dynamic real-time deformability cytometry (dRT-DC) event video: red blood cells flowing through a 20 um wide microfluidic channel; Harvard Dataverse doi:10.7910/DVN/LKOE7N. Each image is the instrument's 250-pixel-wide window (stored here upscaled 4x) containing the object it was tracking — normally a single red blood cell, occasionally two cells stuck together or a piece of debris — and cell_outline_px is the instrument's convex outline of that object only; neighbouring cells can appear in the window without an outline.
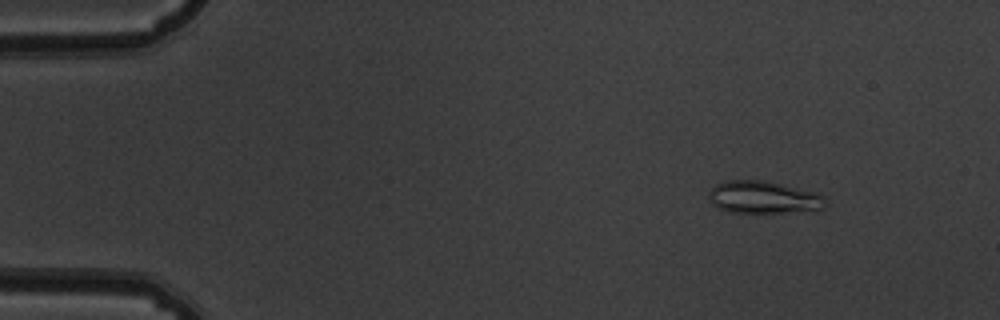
{"species": "common noctule bat (a hibernating species)", "species_latin": "Nyctalus noctula", "temperature_condition": "warm", "stored_images_in_passage": 53, "camera_frame_rate_fps": 3000, "um_per_image_px": 0.085, "animal": {"sex": "male", "body_mass_g": 19.5, "forearm_length_mm": 54.6}, "frame": {"image": 1, "passage_image": 7, "time_ms": 2.0, "image_size_px": [1000, 320], "cell_outline_px": [[828, 204], [824, 208], [784, 212], [728, 212], [716, 208], [712, 204], [708, 196], [712, 188], [716, 184], [724, 180], [764, 180], [816, 192], [824, 196]], "centroid_in_image_um": [64.87, 16.76], "position_along_channel_um": 20.1, "area_um2": 22.02}}
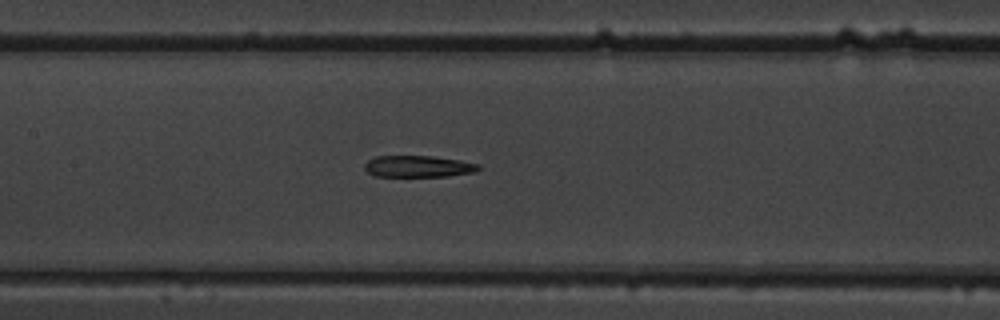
{"frame": {"image": 2, "passage_image": 26, "time_ms": 8.333, "image_size_px": [1000, 320], "cell_outline_px": [[480, 168], [472, 172], [448, 176], [376, 176], [368, 172], [364, 168], [364, 164], [368, 160], [376, 156], [432, 156], [460, 160], [480, 164]], "centroid_in_image_um": [35.53, 14.13], "position_along_channel_um": 171.9, "area_um2": 14.22}}
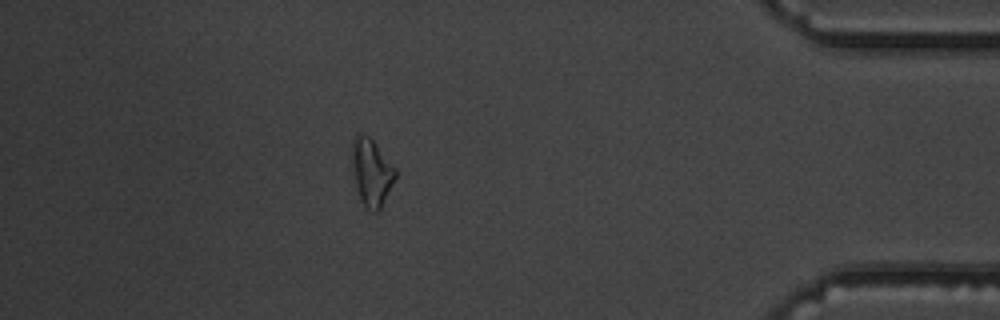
{"frame": {"image": 3, "passage_image": 47, "time_ms": 15.333, "image_size_px": [1000, 320], "cell_outline_px": [[396, 176], [380, 208], [376, 212], [372, 212], [360, 200], [352, 168], [352, 140], [356, 132], [360, 132], [368, 136], [372, 140], [396, 168]], "centroid_in_image_um": [31.56, 14.6], "position_along_channel_um": 403.6, "area_um2": 16.7}, "authors_computed_cell_mechanics": {"area_um2": 16.5308, "velocity_mm_per_s": 3.8926, "shape_relaxation_time_tau1_ms": null, "shape_relaxation_time_tau2_ms": 10.5863, "deformation_change_tau1": null, "deformation_change_tau2": 0.2504}}